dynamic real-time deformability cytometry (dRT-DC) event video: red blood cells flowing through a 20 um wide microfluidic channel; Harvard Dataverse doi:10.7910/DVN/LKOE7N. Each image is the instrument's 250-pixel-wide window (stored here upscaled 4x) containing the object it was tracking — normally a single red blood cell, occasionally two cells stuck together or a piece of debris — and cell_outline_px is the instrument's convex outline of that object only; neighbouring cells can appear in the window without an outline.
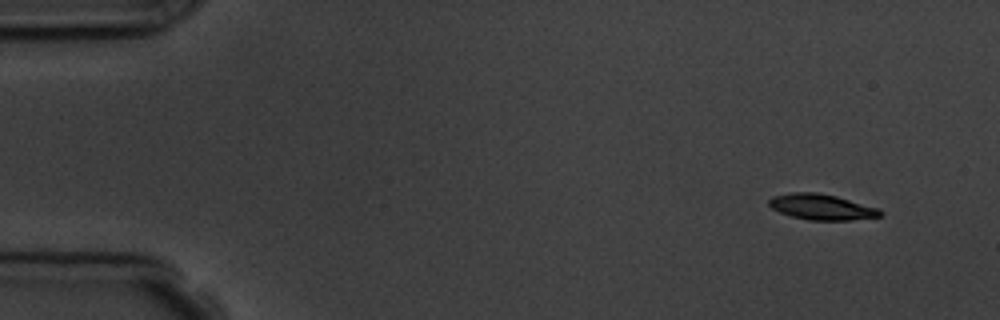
{"species": "common noctule bat (a hibernating species)", "species_latin": "Nyctalus noctula", "temperature_condition": "room temperature", "stored_images_in_passage": 10, "camera_frame_rate_fps": 3000, "um_per_image_px": 0.085, "animal": {"sex": "male", "body_mass_g": 19.5, "forearm_length_mm": 54.6}, "frame": {"image": 1, "passage_image": 1, "time_ms": 0.0, "image_size_px": [1000, 320], "cell_outline_px": [[884, 212], [880, 216], [852, 220], [808, 220], [792, 216], [780, 212], [772, 208], [768, 204], [768, 200], [772, 196], [792, 192], [816, 192], [836, 196], [880, 208]], "centroid_in_image_um": [69.85, 17.59], "position_along_channel_um": 15.1, "area_um2": 16.7}}
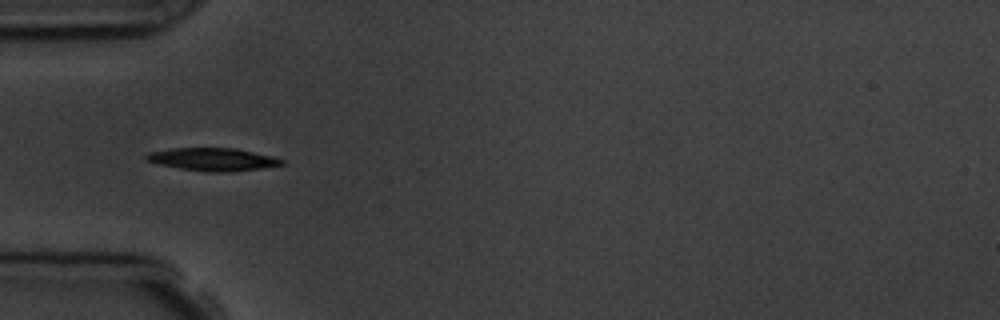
{"frame": {"image": 2, "passage_image": 4, "time_ms": 4.333, "image_size_px": [1000, 320], "cell_outline_px": [[284, 164], [260, 168], [228, 172], [204, 172], [180, 168], [160, 164], [144, 160], [144, 156], [148, 152], [172, 148], [236, 148], [272, 156], [284, 160]], "centroid_in_image_um": [18.05, 13.54], "position_along_channel_um": 66.9, "area_um2": 17.98}}
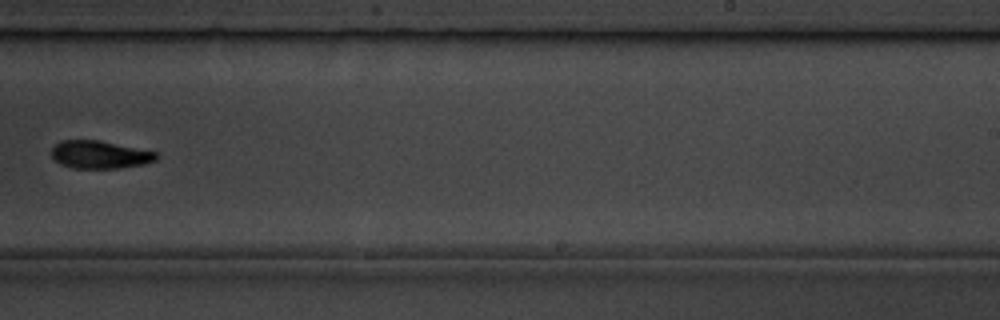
{"frame": {"image": 3, "passage_image": 9, "time_ms": 10.0, "image_size_px": [1000, 320], "cell_outline_px": [[160, 156], [156, 160], [144, 164], [120, 168], [72, 168], [60, 164], [52, 156], [52, 148], [60, 140], [100, 140], [156, 152]], "centroid_in_image_um": [8.49, 13.14], "position_along_channel_um": 280.5, "area_um2": 16.99}}